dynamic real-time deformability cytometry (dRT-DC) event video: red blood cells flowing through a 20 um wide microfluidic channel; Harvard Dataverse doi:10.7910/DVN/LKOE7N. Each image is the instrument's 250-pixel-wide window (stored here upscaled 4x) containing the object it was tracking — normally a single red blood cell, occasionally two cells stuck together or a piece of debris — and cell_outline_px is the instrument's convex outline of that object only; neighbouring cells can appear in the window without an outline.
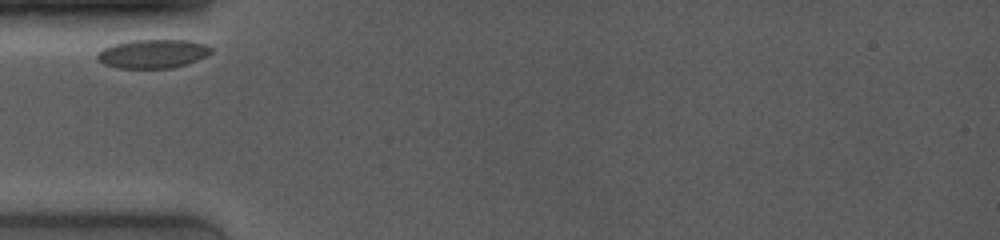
{"species": "common noctule bat (a hibernating species)", "species_latin": "Nyctalus noctula", "temperature_condition": "room temperature", "stored_images_in_passage": 4, "camera_frame_rate_fps": 4000, "um_per_image_px": 0.085, "animal": {"sex": "female", "body_mass_g": 19.0, "forearm_length_mm": 53.3}, "frame": {"image": 1, "passage_image": 1, "time_ms": 0.0, "image_size_px": [1000, 240], "cell_outline_px": [[212, 52], [208, 56], [172, 68], [116, 68], [104, 64], [96, 56], [96, 52], [112, 44], [128, 40], [188, 40], [208, 44], [212, 48]], "centroid_in_image_um": [12.99, 4.56], "position_along_channel_um": 72.0, "area_um2": 19.25}}